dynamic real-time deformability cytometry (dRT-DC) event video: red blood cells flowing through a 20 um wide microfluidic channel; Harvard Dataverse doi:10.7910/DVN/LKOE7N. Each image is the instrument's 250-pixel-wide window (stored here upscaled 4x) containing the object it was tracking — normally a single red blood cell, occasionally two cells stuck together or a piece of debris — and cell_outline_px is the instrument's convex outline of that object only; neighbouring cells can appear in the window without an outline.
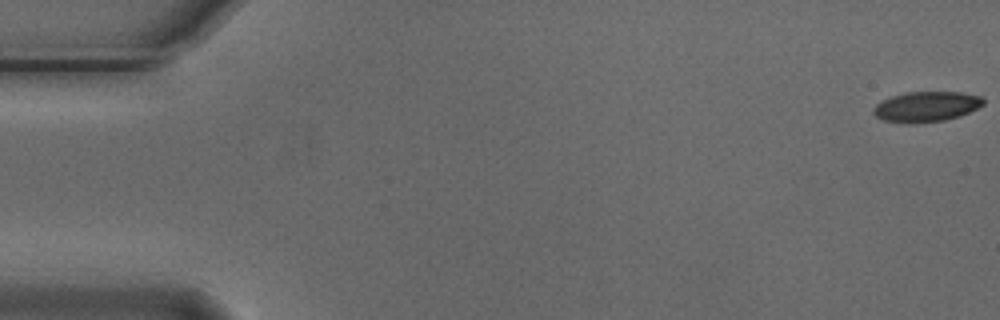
{"species": "Egyptian fruit bat (a non-hibernating species)", "species_latin": "Rousettus aegyptiacus", "temperature_condition": "cold", "stored_images_in_passage": 8, "camera_frame_rate_fps": 3000, "um_per_image_px": 0.085, "animal": {"sex": "male"}, "frame": {"image": 1, "passage_image": 1, "time_ms": 0.0, "image_size_px": [1000, 320], "cell_outline_px": [[984, 104], [960, 116], [944, 120], [884, 120], [876, 116], [872, 112], [872, 108], [876, 104], [892, 96], [904, 92], [960, 92], [980, 96], [984, 100]], "centroid_in_image_um": [78.77, 9.0], "position_along_channel_um": 6.2, "area_um2": 18.44}}